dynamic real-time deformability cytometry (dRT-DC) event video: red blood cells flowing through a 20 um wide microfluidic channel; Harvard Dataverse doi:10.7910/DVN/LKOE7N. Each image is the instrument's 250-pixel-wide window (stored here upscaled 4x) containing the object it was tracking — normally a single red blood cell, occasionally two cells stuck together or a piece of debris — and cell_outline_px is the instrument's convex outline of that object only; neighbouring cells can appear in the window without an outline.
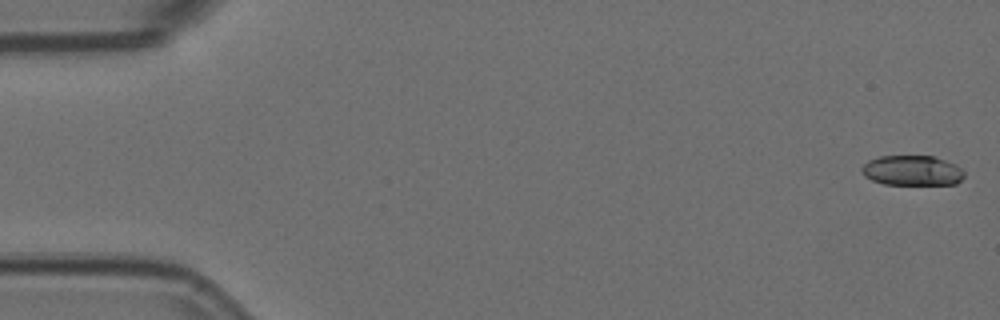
{"species": "Egyptian fruit bat (a non-hibernating species)", "species_latin": "Rousettus aegyptiacus", "temperature_condition": "room temperature", "stored_images_in_passage": 6, "camera_frame_rate_fps": 3000, "um_per_image_px": 0.085, "animal": {"sex": "female"}, "frame": {"image": 1, "passage_image": 1, "time_ms": 0.0, "image_size_px": [1000, 320], "cell_outline_px": [[964, 176], [956, 184], [884, 184], [872, 180], [864, 176], [860, 172], [860, 168], [868, 160], [880, 156], [932, 156], [956, 164], [964, 172]], "centroid_in_image_um": [77.5, 14.49], "position_along_channel_um": 7.5, "area_um2": 17.98}}
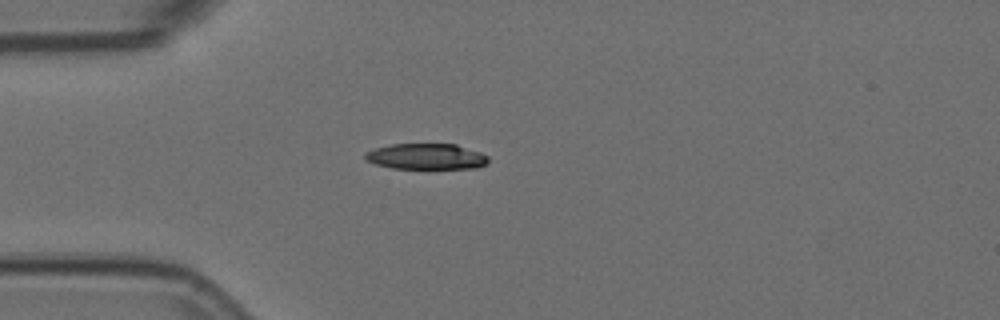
{"frame": {"image": 2, "passage_image": 5, "time_ms": 1.333, "image_size_px": [1000, 320], "cell_outline_px": [[488, 164], [476, 168], [392, 168], [376, 164], [364, 160], [364, 152], [388, 144], [456, 144], [480, 152], [488, 156]], "centroid_in_image_um": [36.22, 13.3], "position_along_channel_um": 48.8, "area_um2": 18.61}}